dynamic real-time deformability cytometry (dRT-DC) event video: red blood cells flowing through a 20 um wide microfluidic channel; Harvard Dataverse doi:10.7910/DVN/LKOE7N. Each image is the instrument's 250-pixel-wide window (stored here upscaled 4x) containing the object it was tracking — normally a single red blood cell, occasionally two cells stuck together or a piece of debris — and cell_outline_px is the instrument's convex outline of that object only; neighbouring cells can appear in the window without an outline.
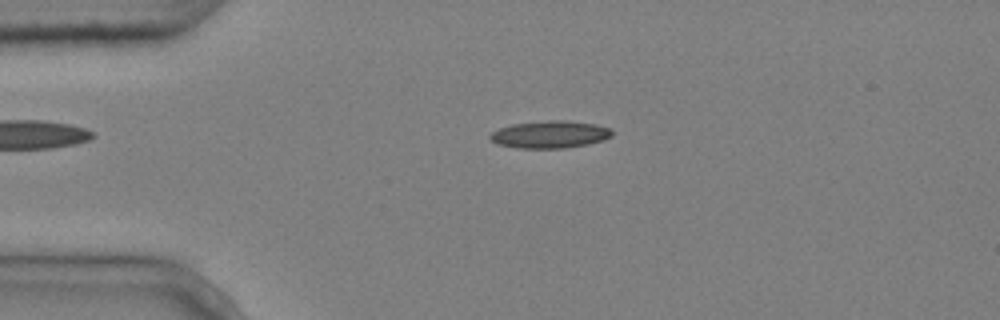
{"species": "common noctule bat (a hibernating species)", "species_latin": "Nyctalus noctula", "temperature_condition": "cold", "stored_images_in_passage": 4, "camera_frame_rate_fps": 3000, "um_per_image_px": 0.085, "animal": {"sex": "male", "body_mass_g": 20.4}, "frame": {"image": 1, "passage_image": 3, "time_ms": 0.667, "image_size_px": [1000, 320], "cell_outline_px": [[612, 136], [604, 140], [588, 144], [564, 148], [516, 148], [496, 144], [488, 136], [492, 132], [500, 128], [512, 124], [548, 120], [568, 120], [596, 124], [608, 128], [612, 132]], "centroid_in_image_um": [46.74, 11.43], "position_along_channel_um": 38.3, "area_um2": 19.48}}